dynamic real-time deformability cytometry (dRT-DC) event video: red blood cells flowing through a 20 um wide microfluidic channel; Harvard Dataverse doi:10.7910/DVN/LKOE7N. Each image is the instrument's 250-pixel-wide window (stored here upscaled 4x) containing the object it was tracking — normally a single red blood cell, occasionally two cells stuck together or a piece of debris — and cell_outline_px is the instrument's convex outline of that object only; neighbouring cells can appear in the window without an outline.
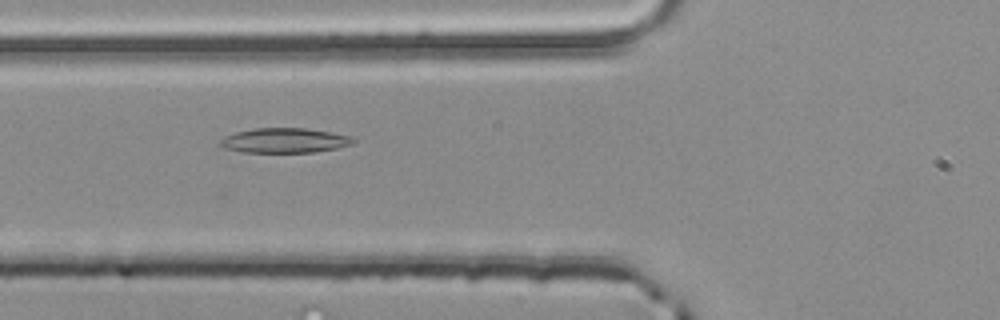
{"species": "common noctule bat (a hibernating species)", "species_latin": "Nyctalus noctula", "temperature_condition": "room temperature", "stored_images_in_passage": 35, "camera_frame_rate_fps": 3000, "um_per_image_px": 0.085, "animal": {"sex": "male", "body_mass_g": 20.4}, "frame": {"image": 1, "passage_image": 3, "time_ms": 0.667, "image_size_px": [1000, 320], "cell_outline_px": [[356, 140], [352, 144], [336, 148], [312, 152], [244, 152], [224, 148], [220, 144], [220, 140], [224, 136], [236, 132], [256, 128], [304, 128], [328, 132], [348, 136]], "centroid_in_image_um": [24.15, 11.94], "position_along_channel_um": 101.7, "area_um2": 18.9}}
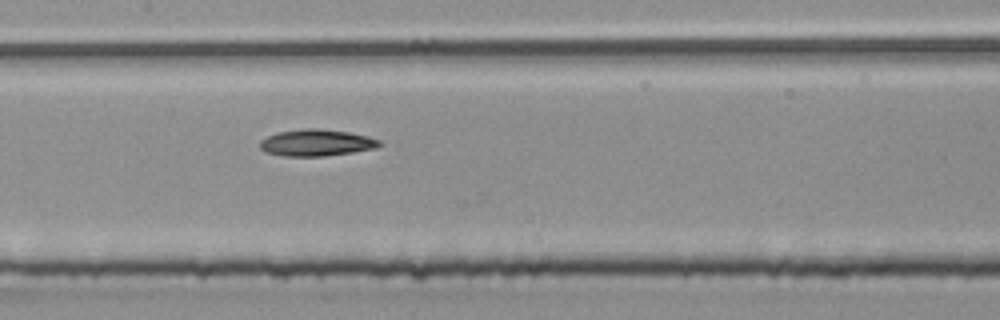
{"frame": {"image": 2, "passage_image": 9, "time_ms": 2.667, "image_size_px": [1000, 320], "cell_outline_px": [[384, 144], [376, 148], [352, 152], [324, 156], [284, 156], [264, 152], [260, 148], [260, 140], [276, 132], [304, 128], [320, 128], [348, 132], [368, 136], [380, 140]], "centroid_in_image_um": [26.9, 12.12], "position_along_channel_um": 180.5, "area_um2": 18.73}}
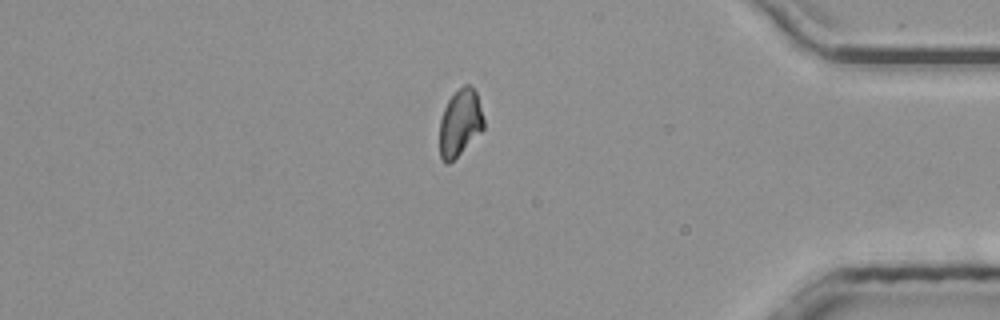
{"frame": {"image": 3, "passage_image": 28, "time_ms": 9.0, "image_size_px": [1000, 320], "cell_outline_px": [[484, 128], [448, 164], [440, 156], [440, 120], [444, 108], [448, 100], [464, 84], [468, 84], [476, 92], [484, 120]], "centroid_in_image_um": [39.1, 10.41], "position_along_channel_um": 396.1, "area_um2": 16.65}}